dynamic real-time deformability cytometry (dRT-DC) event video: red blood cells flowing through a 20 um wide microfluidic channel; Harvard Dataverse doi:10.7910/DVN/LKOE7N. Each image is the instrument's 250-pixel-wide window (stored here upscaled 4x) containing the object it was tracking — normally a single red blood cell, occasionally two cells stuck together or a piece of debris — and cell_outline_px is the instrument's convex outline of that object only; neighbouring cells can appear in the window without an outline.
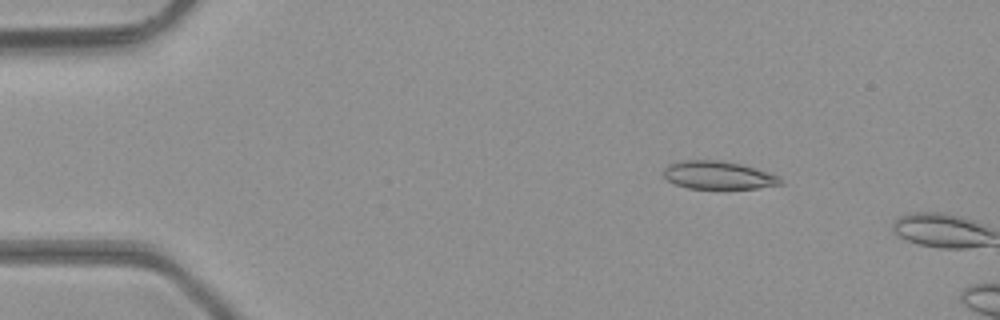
{"species": "common noctule bat (a hibernating species)", "species_latin": "Nyctalus noctula", "temperature_condition": "room temperature", "stored_images_in_passage": 3, "camera_frame_rate_fps": 3000, "um_per_image_px": 0.085, "animal": {"sex": "male", "body_mass_g": 23.1, "forearm_length_mm": 52.7}, "frame": {"image": 1, "passage_image": 2, "time_ms": 0.333, "image_size_px": [1000, 320], "cell_outline_px": [[784, 184], [756, 188], [688, 188], [676, 184], [668, 180], [664, 176], [664, 168], [668, 164], [680, 160], [716, 160], [740, 164], [768, 172], [780, 176]], "centroid_in_image_um": [61.05, 14.88], "position_along_channel_um": 23.9, "area_um2": 18.96}}